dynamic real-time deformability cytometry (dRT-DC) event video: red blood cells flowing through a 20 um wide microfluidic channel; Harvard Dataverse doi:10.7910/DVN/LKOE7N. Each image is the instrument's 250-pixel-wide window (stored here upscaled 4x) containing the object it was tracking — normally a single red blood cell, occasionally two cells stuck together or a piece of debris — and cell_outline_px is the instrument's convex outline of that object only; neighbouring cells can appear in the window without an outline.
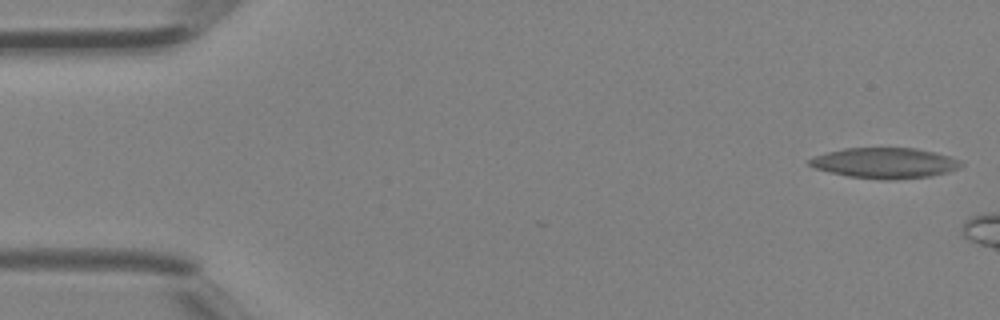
{"species": "Egyptian fruit bat (a non-hibernating species)", "species_latin": "Rousettus aegyptiacus", "temperature_condition": "room temperature", "stored_images_in_passage": 6, "camera_frame_rate_fps": 3000, "um_per_image_px": 0.085, "animal": {"sex": "female"}, "frame": {"image": 1, "passage_image": 1, "time_ms": 0.0, "image_size_px": [1000, 320], "cell_outline_px": [[964, 164], [960, 168], [948, 172], [932, 176], [892, 180], [884, 180], [848, 176], [816, 168], [808, 164], [808, 160], [816, 156], [828, 152], [844, 148], [916, 148], [936, 152], [960, 160]], "centroid_in_image_um": [75.27, 13.86], "position_along_channel_um": 9.7, "area_um2": 26.93}}